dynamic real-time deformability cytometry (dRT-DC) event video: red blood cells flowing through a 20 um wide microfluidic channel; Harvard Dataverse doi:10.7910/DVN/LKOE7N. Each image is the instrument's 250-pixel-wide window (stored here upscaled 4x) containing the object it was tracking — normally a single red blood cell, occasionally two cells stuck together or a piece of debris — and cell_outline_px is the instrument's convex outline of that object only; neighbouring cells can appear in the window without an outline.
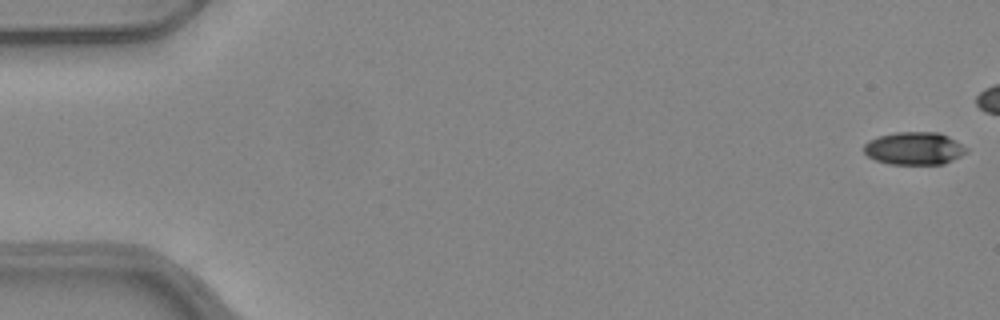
{"species": "common noctule bat (a hibernating species)", "species_latin": "Nyctalus noctula", "temperature_condition": "warm", "stored_images_in_passage": 5, "camera_frame_rate_fps": 3000, "um_per_image_px": 0.085, "animal": {"sex": "female", "body_mass_g": 24.6, "forearm_length_mm": 56.2}, "frame": {"image": 1, "passage_image": 1, "time_ms": 0.0, "image_size_px": [1000, 320], "cell_outline_px": [[968, 152], [944, 164], [888, 164], [876, 160], [868, 156], [864, 152], [864, 144], [868, 140], [876, 136], [896, 132], [940, 132], [956, 140], [968, 148]], "centroid_in_image_um": [77.71, 12.6], "position_along_channel_um": 7.3, "area_um2": 19.77}}